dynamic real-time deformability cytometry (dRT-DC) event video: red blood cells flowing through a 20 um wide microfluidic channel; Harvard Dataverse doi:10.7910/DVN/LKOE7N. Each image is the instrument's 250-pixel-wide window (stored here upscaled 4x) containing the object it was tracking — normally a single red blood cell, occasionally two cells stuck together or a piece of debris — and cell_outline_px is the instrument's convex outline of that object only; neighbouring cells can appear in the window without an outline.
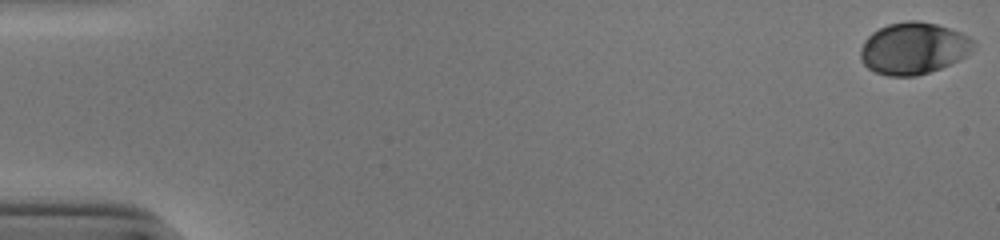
{"species": "human", "species_latin": "Homo sapiens", "temperature_condition": "cold", "stored_images_in_passage": 47, "camera_frame_rate_fps": 3000, "um_per_image_px": 0.085, "donor": {"sex": "male"}, "frame": {"image": 1, "passage_image": 1, "time_ms": 0.0, "image_size_px": [1000, 240], "cell_outline_px": [[976, 44], [972, 52], [960, 60], [940, 68], [916, 76], [888, 76], [876, 72], [868, 68], [860, 60], [860, 48], [864, 40], [872, 32], [888, 24], [908, 20], [916, 20], [936, 24], [960, 32], [976, 40]], "centroid_in_image_um": [77.66, 4.11], "position_along_channel_um": 7.3, "area_um2": 34.39}}
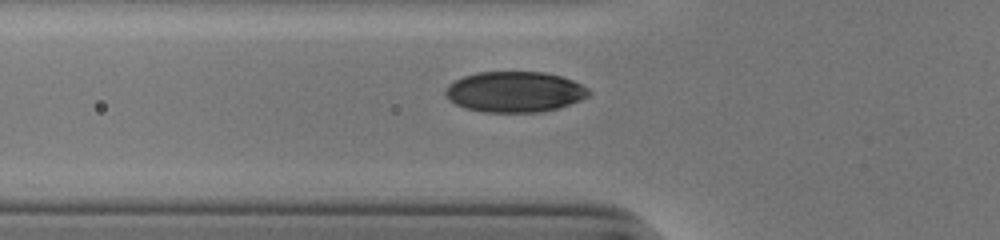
{"frame": {"image": 2, "passage_image": 20, "time_ms": 6.333, "image_size_px": [1000, 240], "cell_outline_px": [[592, 92], [588, 96], [580, 100], [556, 108], [540, 112], [484, 112], [464, 108], [456, 104], [444, 92], [448, 84], [464, 76], [476, 72], [544, 72], [560, 76], [572, 80], [588, 88]], "centroid_in_image_um": [43.75, 7.8], "position_along_channel_um": 82.0, "area_um2": 33.76}}
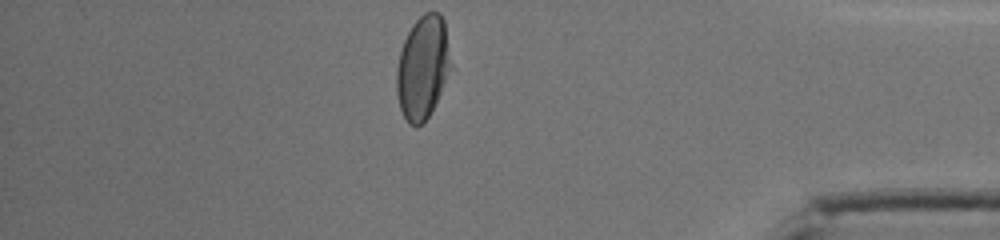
{"frame": {"image": 3, "passage_image": 47, "time_ms": 15.333, "image_size_px": [1000, 240], "cell_outline_px": [[448, 64], [444, 80], [440, 92], [424, 124], [416, 128], [408, 124], [400, 108], [396, 92], [396, 68], [400, 52], [404, 40], [412, 24], [424, 12], [440, 12], [444, 20], [448, 60]], "centroid_in_image_um": [35.85, 5.75], "position_along_channel_um": 399.3, "area_um2": 31.73}, "authors_computed_cell_mechanics": {"area_um2": 33.8708, "velocity_mm_per_s": 3.872, "shape_relaxation_time_tau1_ms": 2.8213, "shape_relaxation_time_tau2_ms": null, "deformation_change_tau1": 0.132, "deformation_change_tau2": null}}